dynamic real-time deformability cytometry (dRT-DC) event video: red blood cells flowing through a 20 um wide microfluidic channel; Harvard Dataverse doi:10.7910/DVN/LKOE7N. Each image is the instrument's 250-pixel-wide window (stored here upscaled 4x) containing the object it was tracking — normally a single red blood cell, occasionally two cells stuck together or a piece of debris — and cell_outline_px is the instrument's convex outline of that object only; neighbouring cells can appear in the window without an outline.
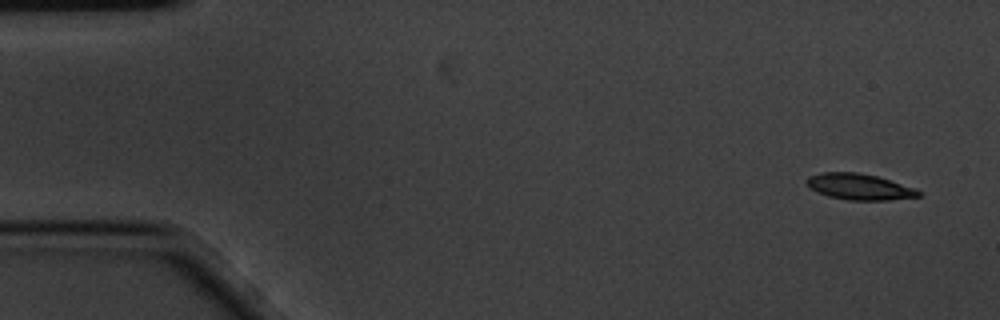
{"species": "common noctule bat (a hibernating species)", "species_latin": "Nyctalus noctula", "temperature_condition": "cold", "stored_images_in_passage": 5, "camera_frame_rate_fps": 3000, "um_per_image_px": 0.085, "animal": {"sex": "male", "body_mass_g": 20.1, "forearm_length_mm": 53.5}, "frame": {"image": 1, "passage_image": 1, "time_ms": 0.0, "image_size_px": [1000, 320], "cell_outline_px": [[920, 196], [888, 200], [848, 200], [828, 196], [816, 192], [804, 180], [808, 176], [824, 172], [856, 172], [876, 176], [912, 188], [920, 192]], "centroid_in_image_um": [72.97, 15.87], "position_along_channel_um": 12.0, "area_um2": 16.65}}